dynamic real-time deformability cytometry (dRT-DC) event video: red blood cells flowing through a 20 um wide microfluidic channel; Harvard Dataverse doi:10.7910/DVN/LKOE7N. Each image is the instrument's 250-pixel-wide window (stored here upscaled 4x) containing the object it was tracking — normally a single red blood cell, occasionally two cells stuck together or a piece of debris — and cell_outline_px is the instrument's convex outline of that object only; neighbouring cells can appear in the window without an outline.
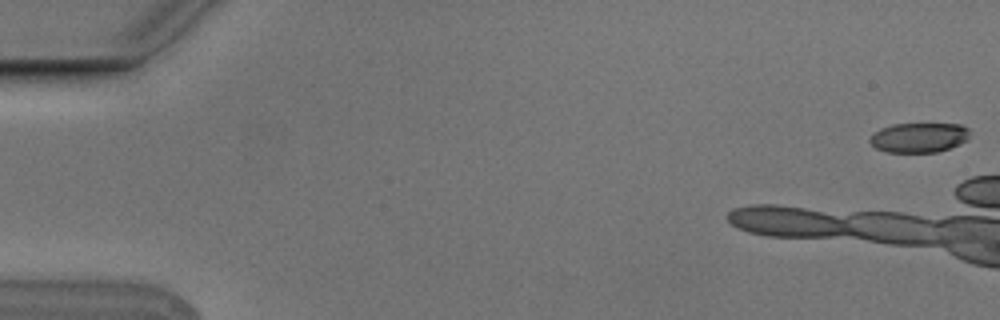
{"species": "Egyptian fruit bat (a non-hibernating species)", "species_latin": "Rousettus aegyptiacus", "temperature_condition": "cold", "stored_images_in_passage": 3, "camera_frame_rate_fps": 3000, "um_per_image_px": 0.085, "animal": {"sex": "male"}, "frame": {"image": 1, "passage_image": 1, "time_ms": 0.0, "image_size_px": [1000, 320], "cell_outline_px": [[968, 140], [960, 144], [936, 152], [888, 152], [876, 148], [868, 140], [880, 128], [892, 124], [960, 124], [968, 128]], "centroid_in_image_um": [78.12, 11.69], "position_along_channel_um": 6.9, "area_um2": 17.17}}